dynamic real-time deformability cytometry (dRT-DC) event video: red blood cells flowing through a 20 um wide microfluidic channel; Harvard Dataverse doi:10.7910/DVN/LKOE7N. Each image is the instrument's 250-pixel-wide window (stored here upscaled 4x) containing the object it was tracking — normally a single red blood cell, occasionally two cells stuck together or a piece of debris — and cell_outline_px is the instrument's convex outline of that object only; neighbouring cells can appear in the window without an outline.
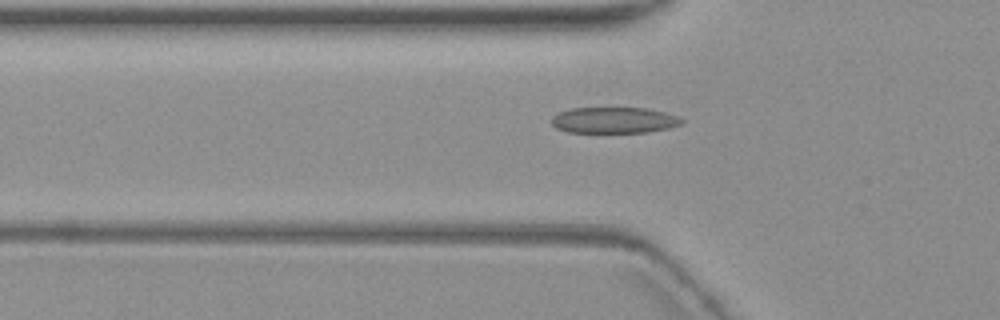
{"species": "common noctule bat (a hibernating species)", "species_latin": "Nyctalus noctula", "temperature_condition": "warm", "stored_images_in_passage": 7, "camera_frame_rate_fps": 3000, "um_per_image_px": 0.085, "animal": {"sex": "female", "body_mass_g": 19.3, "forearm_length_mm": 54.1}, "frame": {"image": 1, "passage_image": 5, "time_ms": 5.667, "image_size_px": [1000, 320], "cell_outline_px": [[684, 124], [668, 128], [648, 132], [568, 132], [556, 128], [552, 124], [552, 116], [560, 112], [572, 108], [644, 108], [664, 112], [676, 116], [684, 120]], "centroid_in_image_um": [52.2, 10.22], "position_along_channel_um": 73.6, "area_um2": 19.65}}
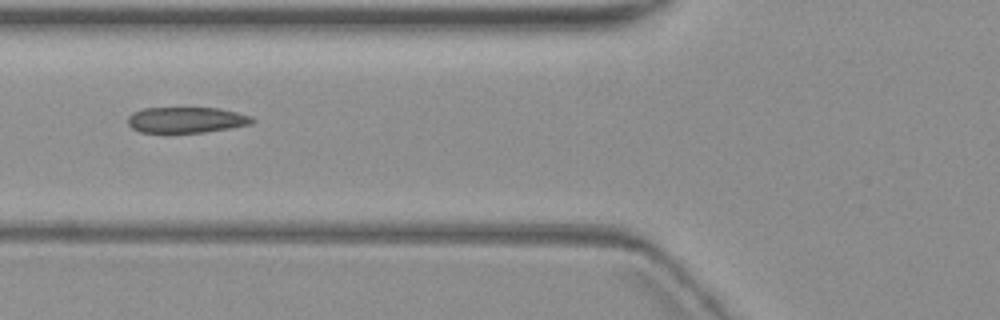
{"frame": {"image": 2, "passage_image": 6, "time_ms": 6.667, "image_size_px": [1000, 320], "cell_outline_px": [[256, 120], [252, 124], [204, 132], [168, 136], [140, 132], [132, 128], [128, 124], [128, 116], [132, 112], [144, 108], [220, 108], [252, 116]], "centroid_in_image_um": [15.78, 10.24], "position_along_channel_um": 110.0, "area_um2": 19.59}}
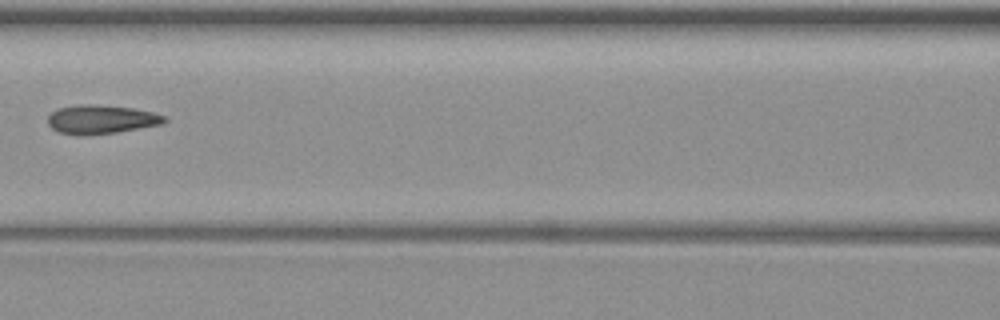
{"frame": {"image": 3, "passage_image": 7, "time_ms": 8.0, "image_size_px": [1000, 320], "cell_outline_px": [[168, 120], [164, 124], [116, 132], [56, 132], [48, 124], [48, 116], [56, 108], [76, 104], [96, 104], [132, 108], [152, 112], [168, 116]], "centroid_in_image_um": [8.66, 10.09], "position_along_channel_um": 157.9, "area_um2": 19.07}}